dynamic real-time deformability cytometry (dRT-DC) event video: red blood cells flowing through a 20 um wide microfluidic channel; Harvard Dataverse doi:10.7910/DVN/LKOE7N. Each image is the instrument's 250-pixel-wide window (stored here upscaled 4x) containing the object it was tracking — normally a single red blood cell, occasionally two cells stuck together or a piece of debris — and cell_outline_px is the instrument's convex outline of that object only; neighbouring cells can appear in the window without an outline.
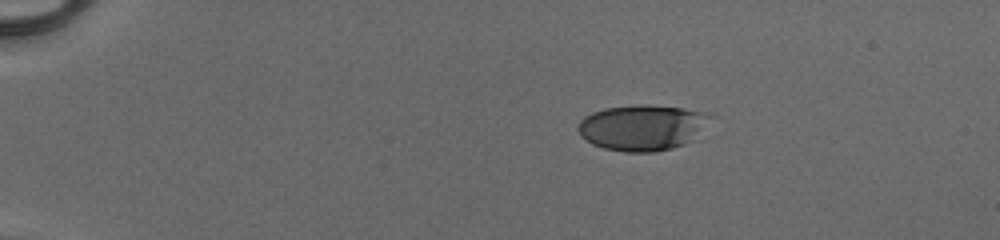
{"species": "human", "species_latin": "Homo sapiens", "temperature_condition": "cold", "stored_images_in_passage": 42, "camera_frame_rate_fps": 3000, "um_per_image_px": 0.085, "donor": {"sex": "male"}, "frame": {"image": 1, "passage_image": 1, "time_ms": 0.0, "image_size_px": [1000, 240], "cell_outline_px": [[720, 116], [696, 140], [672, 148], [656, 152], [624, 152], [604, 148], [592, 144], [580, 136], [576, 128], [580, 120], [584, 116], [592, 112], [604, 108], [640, 104], [648, 104], [684, 108], [712, 112]], "centroid_in_image_um": [54.75, 10.82], "position_along_channel_um": 30.2, "area_um2": 36.82}}
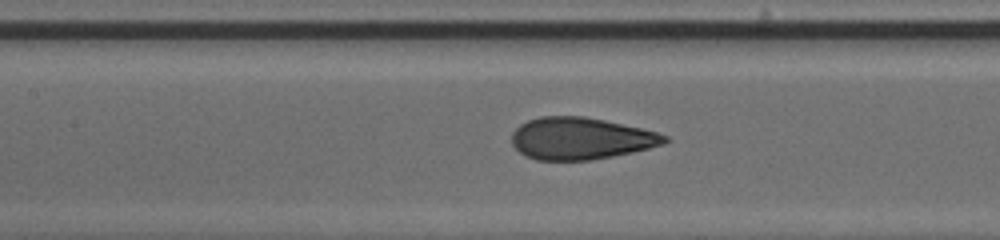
{"frame": {"image": 2, "passage_image": 17, "time_ms": 5.333, "image_size_px": [1000, 240], "cell_outline_px": [[668, 140], [664, 144], [632, 152], [612, 156], [588, 160], [536, 160], [524, 156], [512, 144], [512, 132], [520, 124], [528, 120], [540, 116], [584, 116], [604, 120], [640, 128], [656, 132], [668, 136]], "centroid_in_image_um": [49.32, 11.77], "position_along_channel_um": 158.1, "area_um2": 37.28}}
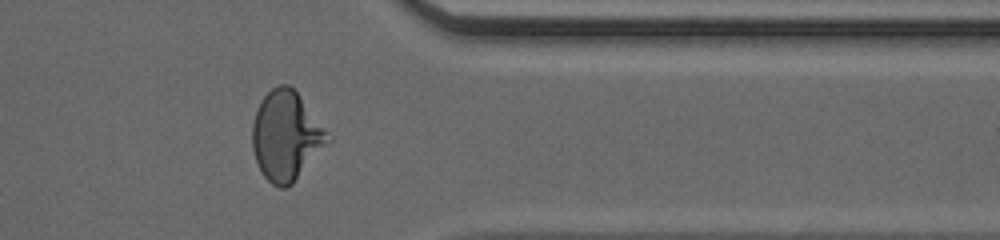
{"frame": {"image": 3, "passage_image": 34, "time_ms": 11.0, "image_size_px": [1000, 240], "cell_outline_px": [[332, 140], [292, 184], [288, 188], [280, 188], [272, 184], [264, 176], [256, 160], [252, 148], [252, 124], [256, 108], [260, 100], [272, 88], [280, 84], [288, 84], [296, 92]], "centroid_in_image_um": [24.28, 11.57], "position_along_channel_um": 387.1, "area_um2": 38.78}, "authors_computed_cell_mechanics": {"area_um2": 37.1654, "velocity_mm_per_s": 4.1393, "shape_relaxation_time_tau1_ms": 4.9053, "shape_relaxation_time_tau2_ms": null, "deformation_change_tau1": 0.214, "deformation_change_tau2": null}}